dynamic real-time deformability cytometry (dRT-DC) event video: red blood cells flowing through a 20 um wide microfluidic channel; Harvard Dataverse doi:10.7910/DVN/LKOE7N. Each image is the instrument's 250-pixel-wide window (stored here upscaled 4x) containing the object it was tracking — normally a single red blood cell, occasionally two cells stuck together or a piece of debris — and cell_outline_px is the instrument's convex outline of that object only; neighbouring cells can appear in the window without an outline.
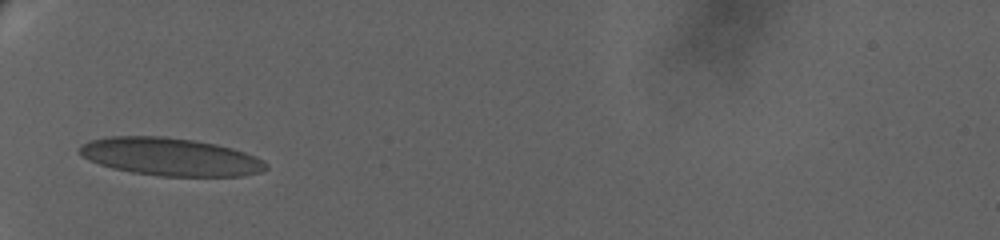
{"species": "human", "species_latin": "Homo sapiens", "temperature_condition": "warm", "stored_images_in_passage": 4, "camera_frame_rate_fps": 3000, "um_per_image_px": 0.085, "donor": {"sex": "female"}, "frame": {"image": 1, "passage_image": 1, "time_ms": 0.0, "image_size_px": [1000, 240], "cell_outline_px": [[268, 168], [260, 172], [244, 176], [160, 176], [132, 172], [112, 168], [88, 160], [80, 156], [80, 144], [88, 140], [112, 136], [164, 136], [192, 140], [216, 144], [232, 148], [256, 156], [268, 164]], "centroid_in_image_um": [14.47, 13.33], "position_along_channel_um": 70.5, "area_um2": 41.21}}